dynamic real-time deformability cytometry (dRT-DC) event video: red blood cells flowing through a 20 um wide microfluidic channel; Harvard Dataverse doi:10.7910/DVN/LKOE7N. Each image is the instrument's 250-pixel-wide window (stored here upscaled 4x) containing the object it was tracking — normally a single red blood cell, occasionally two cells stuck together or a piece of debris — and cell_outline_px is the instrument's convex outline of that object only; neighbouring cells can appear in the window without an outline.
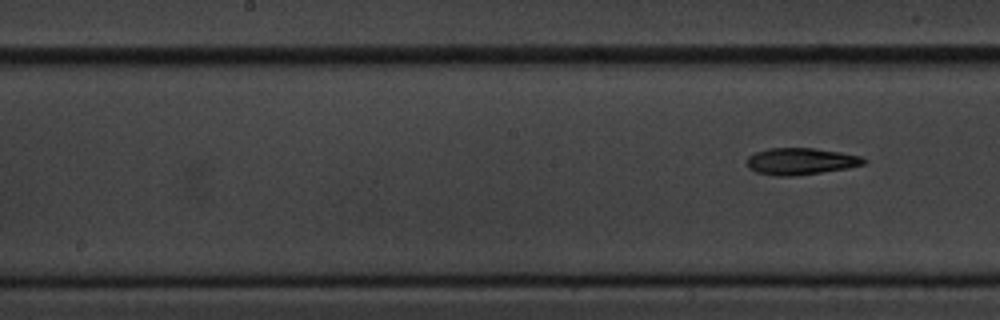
{"species": "common noctule bat (a hibernating species)", "species_latin": "Nyctalus noctula", "temperature_condition": "cold", "stored_images_in_passage": 6, "segment_of_instrument_passage": [2, 2], "camera_frame_rate_fps": 3000, "um_per_image_px": 0.085, "animal": {"sex": "male", "body_mass_g": 20.1, "forearm_length_mm": 53.5}, "frame": {"image": 1, "passage_image": 6, "time_ms": 5.667, "image_size_px": [1000, 320], "cell_outline_px": [[868, 160], [864, 164], [848, 168], [792, 176], [776, 176], [756, 172], [748, 168], [748, 156], [756, 152], [768, 148], [812, 148], [840, 152], [860, 156]], "centroid_in_image_um": [68.06, 13.71], "position_along_channel_um": 180.1, "area_um2": 18.09}}